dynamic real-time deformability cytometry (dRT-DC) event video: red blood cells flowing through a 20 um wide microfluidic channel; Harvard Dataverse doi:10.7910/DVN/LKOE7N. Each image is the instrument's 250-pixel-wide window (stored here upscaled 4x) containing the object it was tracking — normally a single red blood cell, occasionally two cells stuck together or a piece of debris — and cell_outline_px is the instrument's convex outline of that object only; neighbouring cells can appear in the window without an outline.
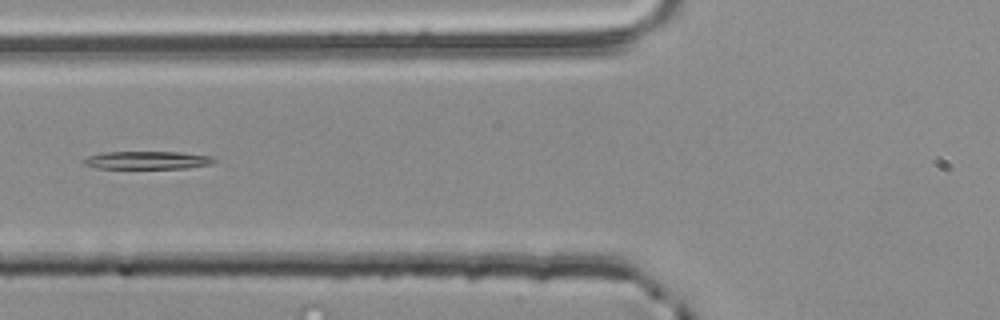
{"species": "common noctule bat (a hibernating species)", "species_latin": "Nyctalus noctula", "temperature_condition": "room temperature", "stored_images_in_passage": 4, "camera_frame_rate_fps": 3000, "um_per_image_px": 0.085, "animal": {"sex": "male", "body_mass_g": 20.4}, "frame": {"image": 1, "passage_image": 4, "time_ms": 1.0, "image_size_px": [1000, 320], "cell_outline_px": [[216, 160], [212, 164], [188, 168], [96, 168], [84, 164], [84, 160], [88, 156], [104, 152], [180, 152], [212, 156]], "centroid_in_image_um": [12.56, 13.61], "position_along_channel_um": 113.2, "area_um2": 13.53}}